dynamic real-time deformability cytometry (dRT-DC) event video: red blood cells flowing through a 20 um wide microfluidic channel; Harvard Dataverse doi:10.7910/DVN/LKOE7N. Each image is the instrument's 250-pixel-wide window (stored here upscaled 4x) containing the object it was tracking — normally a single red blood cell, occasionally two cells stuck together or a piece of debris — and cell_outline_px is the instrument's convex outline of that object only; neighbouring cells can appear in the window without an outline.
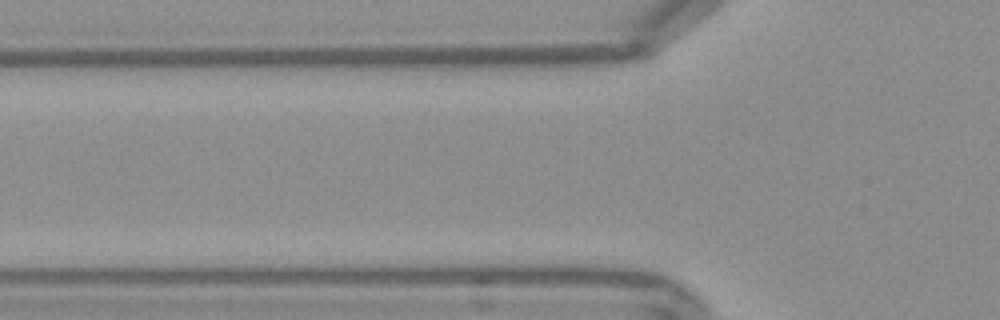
{"species": "Egyptian fruit bat (a non-hibernating species)", "species_latin": "Rousettus aegyptiacus", "temperature_condition": "warm", "stored_images_in_passage": 3, "camera_frame_rate_fps": 3000, "um_per_image_px": 0.085, "frame": {"image": 1, "passage_image": 2, "time_ms": 0.333, "image_size_px": [1000, 320], "cell_outline_px": [[656, 48], [652, 52], [644, 56], [532, 76], [408, 76], [408, 56], [644, 48]], "centroid_in_image_um": [43.85, 5.3], "position_along_channel_um": 81.9, "area_um2": 33.23}}